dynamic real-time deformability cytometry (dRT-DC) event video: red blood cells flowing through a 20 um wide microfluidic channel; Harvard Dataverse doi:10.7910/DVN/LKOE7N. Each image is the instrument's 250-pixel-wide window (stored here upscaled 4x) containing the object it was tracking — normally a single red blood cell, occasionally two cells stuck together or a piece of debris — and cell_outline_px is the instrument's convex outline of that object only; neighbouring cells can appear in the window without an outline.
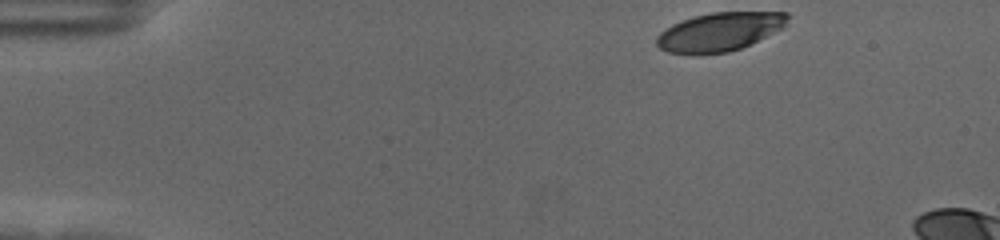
{"species": "human", "species_latin": "Homo sapiens", "temperature_condition": "cold", "stored_images_in_passage": 49, "camera_frame_rate_fps": 3000, "um_per_image_px": 0.085, "donor": {"sex": "female"}, "frame": {"image": 1, "passage_image": 1, "time_ms": 0.0, "image_size_px": [1000, 240], "cell_outline_px": [[792, 16], [784, 28], [740, 48], [728, 52], [668, 52], [660, 48], [656, 44], [656, 36], [664, 28], [680, 20], [692, 16], [712, 12], [788, 12]], "centroid_in_image_um": [61.2, 2.65], "position_along_channel_um": 23.8, "area_um2": 29.25}}
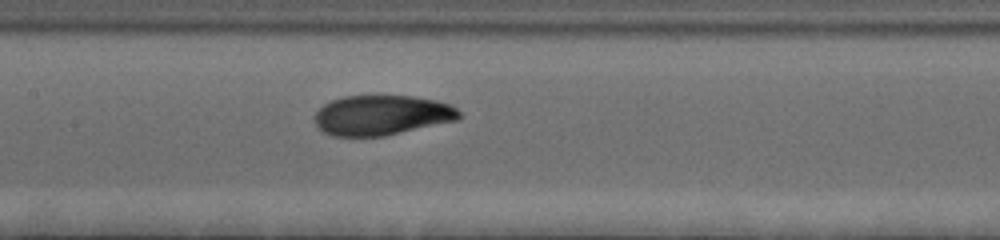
{"frame": {"image": 2, "passage_image": 22, "time_ms": 7.0, "image_size_px": [1000, 240], "cell_outline_px": [[460, 120], [384, 136], [332, 136], [324, 132], [316, 124], [316, 112], [324, 104], [332, 100], [344, 96], [412, 96], [436, 100], [448, 104], [456, 108], [460, 112]], "centroid_in_image_um": [32.48, 9.79], "position_along_channel_um": 174.9, "area_um2": 33.58}}
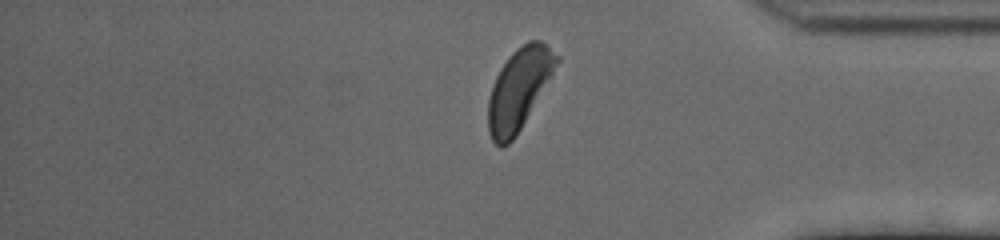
{"frame": {"image": 3, "passage_image": 42, "time_ms": 13.667, "image_size_px": [1000, 240], "cell_outline_px": [[560, 60], [552, 76], [520, 128], [512, 140], [508, 144], [500, 148], [492, 140], [488, 132], [488, 100], [496, 76], [500, 68], [512, 52], [528, 40], [540, 40], [560, 56]], "centroid_in_image_um": [44.11, 7.55], "position_along_channel_um": 391.1, "area_um2": 31.96}}